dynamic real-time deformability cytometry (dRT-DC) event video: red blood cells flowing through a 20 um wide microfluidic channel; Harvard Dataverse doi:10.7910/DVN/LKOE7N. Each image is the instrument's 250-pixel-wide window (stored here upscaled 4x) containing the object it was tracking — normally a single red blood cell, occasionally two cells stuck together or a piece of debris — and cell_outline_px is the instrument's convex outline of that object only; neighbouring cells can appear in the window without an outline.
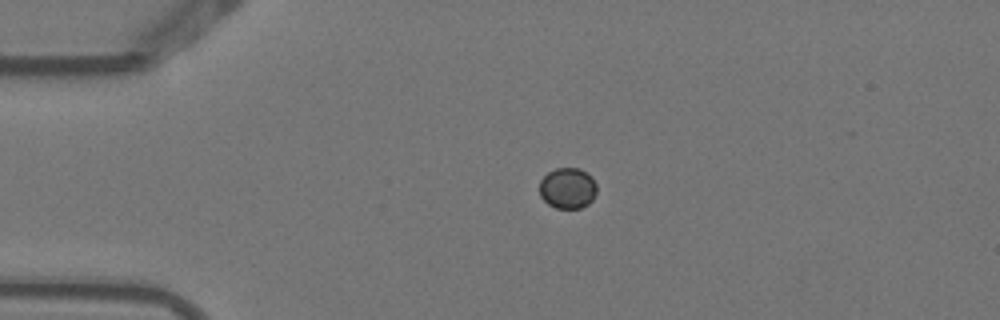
{"species": "Egyptian fruit bat (a non-hibernating species)", "species_latin": "Rousettus aegyptiacus", "temperature_condition": "warm", "stored_images_in_passage": 2, "camera_frame_rate_fps": 3000, "um_per_image_px": 0.085, "animal": {"sex": "female"}, "frame": {"image": 1, "passage_image": 1, "time_ms": 0.0, "image_size_px": [1000, 320], "cell_outline_px": [[596, 192], [592, 200], [588, 204], [580, 208], [556, 208], [548, 204], [540, 196], [540, 180], [548, 172], [556, 168], [580, 168], [588, 172], [592, 176], [596, 184]], "centroid_in_image_um": [48.26, 15.98], "position_along_channel_um": 36.7, "area_um2": 13.76}}